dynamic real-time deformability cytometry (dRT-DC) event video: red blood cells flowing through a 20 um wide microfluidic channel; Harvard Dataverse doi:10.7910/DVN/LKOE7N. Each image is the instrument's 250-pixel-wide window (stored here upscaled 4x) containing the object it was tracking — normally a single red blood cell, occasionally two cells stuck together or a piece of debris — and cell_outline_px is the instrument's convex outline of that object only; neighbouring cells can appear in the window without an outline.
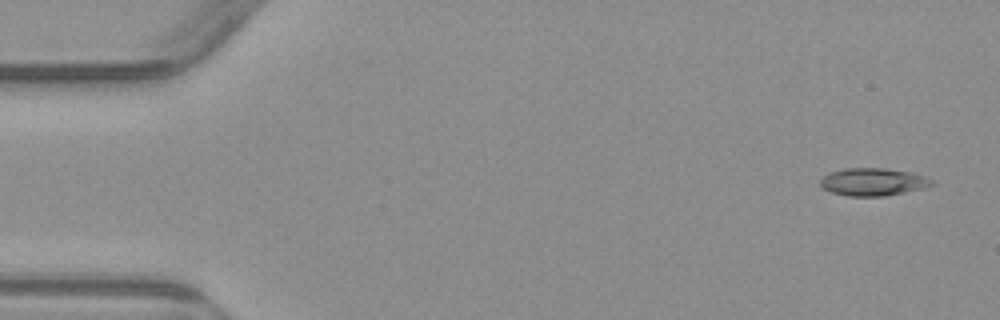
{"species": "common noctule bat (a hibernating species)", "species_latin": "Nyctalus noctula", "temperature_condition": "warm", "stored_images_in_passage": 5, "camera_frame_rate_fps": 3000, "um_per_image_px": 0.085, "animal": {"sex": "male", "body_mass_g": 23.1, "forearm_length_mm": 52.7}, "frame": {"image": 1, "passage_image": 1, "time_ms": 0.0, "image_size_px": [1000, 320], "cell_outline_px": [[936, 184], [924, 188], [884, 196], [848, 196], [832, 192], [824, 188], [820, 184], [820, 180], [824, 176], [832, 172], [844, 168], [884, 168], [912, 172], [924, 176], [932, 180]], "centroid_in_image_um": [74.24, 15.46], "position_along_channel_um": 10.8, "area_um2": 17.86}}